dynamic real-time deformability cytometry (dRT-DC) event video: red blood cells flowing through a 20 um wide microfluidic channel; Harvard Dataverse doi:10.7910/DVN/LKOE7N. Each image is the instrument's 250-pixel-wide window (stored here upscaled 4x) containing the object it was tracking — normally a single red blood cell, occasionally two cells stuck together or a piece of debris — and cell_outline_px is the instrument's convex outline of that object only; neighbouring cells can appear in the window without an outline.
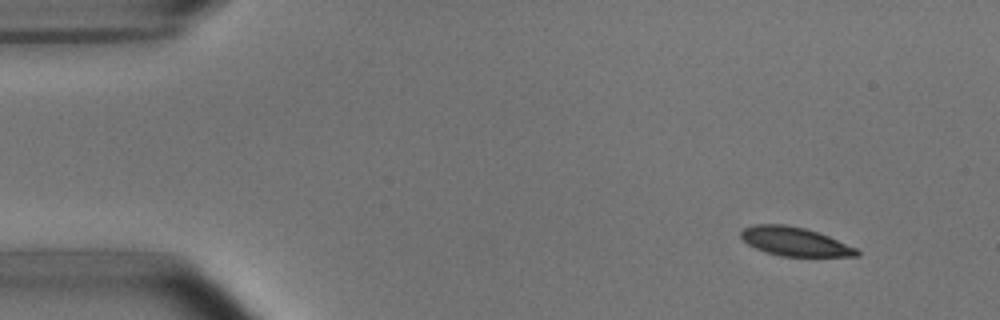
{"species": "common noctule bat (a hibernating species)", "species_latin": "Nyctalus noctula", "temperature_condition": "room temperature", "stored_images_in_passage": 5, "segment_of_instrument_passage": [2, 2], "camera_frame_rate_fps": 3000, "um_per_image_px": 0.085, "animal": {"sex": "male", "body_mass_g": 15.6}, "frame": {"image": 1, "passage_image": 5, "time_ms": 5.333, "image_size_px": [1000, 320], "cell_outline_px": [[860, 256], [780, 256], [764, 252], [748, 244], [740, 236], [740, 232], [744, 228], [756, 224], [784, 224], [804, 228], [828, 236], [856, 248], [860, 252]], "centroid_in_image_um": [67.53, 20.53], "position_along_channel_um": 17.5, "area_um2": 19.25}}